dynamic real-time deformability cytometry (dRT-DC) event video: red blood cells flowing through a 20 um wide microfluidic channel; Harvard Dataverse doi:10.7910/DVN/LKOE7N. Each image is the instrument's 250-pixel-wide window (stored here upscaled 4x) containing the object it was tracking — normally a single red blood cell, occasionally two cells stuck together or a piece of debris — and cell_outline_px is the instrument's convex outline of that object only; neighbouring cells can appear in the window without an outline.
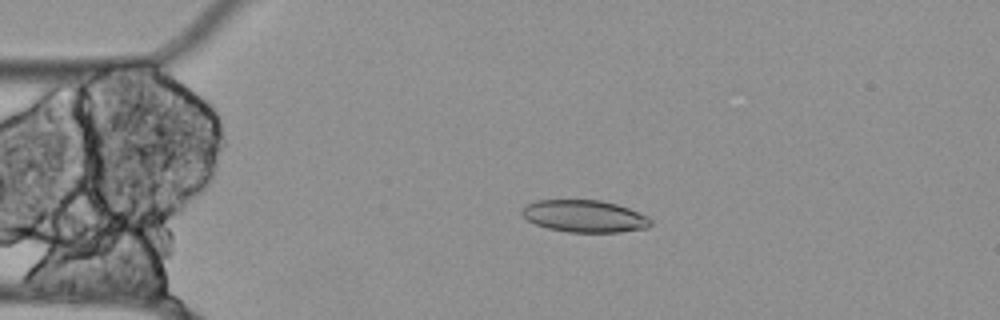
{"species": "Egyptian fruit bat (a non-hibernating species)", "species_latin": "Rousettus aegyptiacus", "temperature_condition": "cold", "stored_images_in_passage": 56, "camera_frame_rate_fps": 3000, "um_per_image_px": 0.085, "animal": {"sex": "female"}, "frame": {"image": 1, "passage_image": 12, "time_ms": 3.667, "image_size_px": [1000, 320], "cell_outline_px": [[652, 224], [648, 228], [620, 232], [568, 232], [548, 228], [536, 224], [528, 220], [520, 212], [524, 204], [536, 200], [600, 200], [616, 204], [628, 208], [648, 216], [652, 220]], "centroid_in_image_um": [49.68, 18.37], "position_along_channel_um": 35.3, "area_um2": 24.22}}
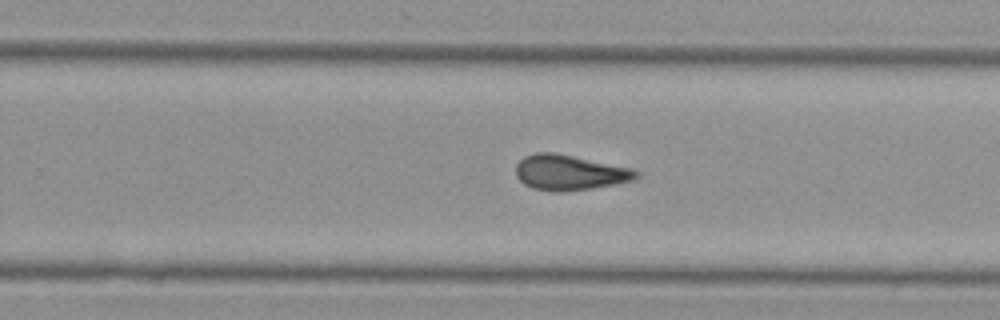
{"frame": {"image": 2, "passage_image": 35, "time_ms": 11.333, "image_size_px": [1000, 320], "cell_outline_px": [[640, 176], [636, 180], [592, 188], [560, 192], [532, 188], [524, 184], [516, 176], [516, 164], [524, 156], [536, 152], [552, 152], [632, 168], [640, 172]], "centroid_in_image_um": [48.42, 14.66], "position_along_channel_um": 281.4, "area_um2": 24.68}}
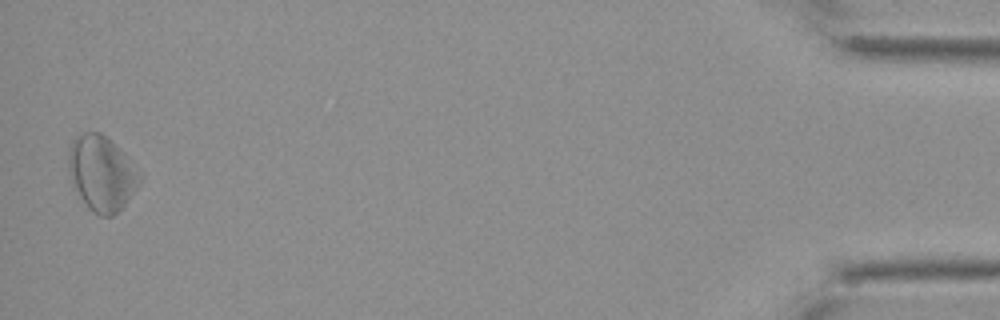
{"frame": {"image": 3, "passage_image": 55, "time_ms": 18.0, "image_size_px": [1000, 320], "cell_outline_px": [[144, 176], [124, 204], [112, 216], [100, 216], [92, 212], [88, 208], [80, 196], [72, 180], [68, 168], [68, 152], [72, 140], [80, 132], [100, 132]], "centroid_in_image_um": [8.6, 14.74], "position_along_channel_um": 426.6, "area_um2": 30.29}}